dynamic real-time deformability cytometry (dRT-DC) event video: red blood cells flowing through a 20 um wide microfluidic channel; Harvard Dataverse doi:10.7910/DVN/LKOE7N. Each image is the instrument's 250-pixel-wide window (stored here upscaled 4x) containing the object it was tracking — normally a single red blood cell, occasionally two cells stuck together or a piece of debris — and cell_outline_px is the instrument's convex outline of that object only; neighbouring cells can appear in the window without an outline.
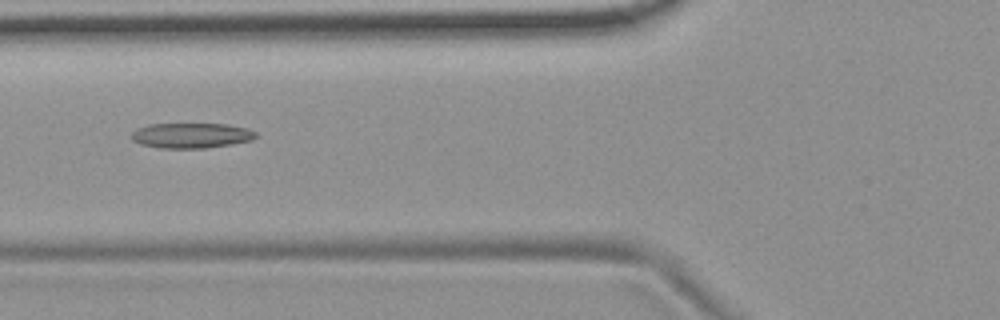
{"species": "common noctule bat (a hibernating species)", "species_latin": "Nyctalus noctula", "temperature_condition": "room temperature", "stored_images_in_passage": 10, "camera_frame_rate_fps": 3000, "um_per_image_px": 0.085, "animal": {"sex": "female", "body_mass_g": 19.9}, "frame": {"image": 1, "passage_image": 6, "time_ms": 5.667, "image_size_px": [1000, 320], "cell_outline_px": [[256, 136], [252, 140], [232, 144], [204, 148], [160, 148], [140, 144], [132, 140], [132, 132], [136, 128], [148, 124], [228, 124], [248, 128], [256, 132]], "centroid_in_image_um": [16.25, 11.51], "position_along_channel_um": 109.6, "area_um2": 18.32}}
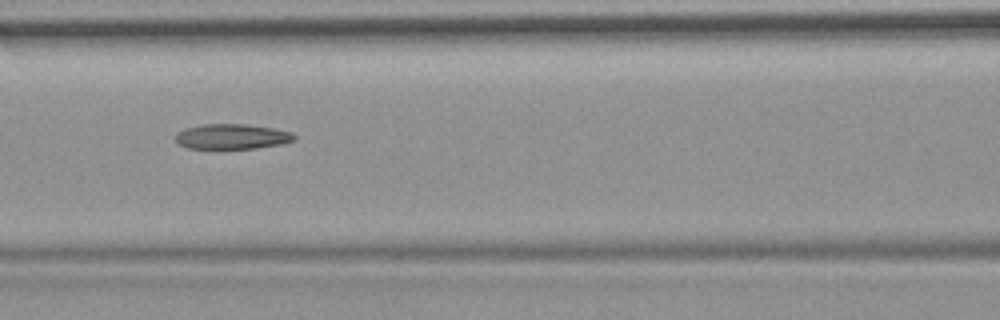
{"frame": {"image": 2, "passage_image": 7, "time_ms": 6.667, "image_size_px": [1000, 320], "cell_outline_px": [[296, 140], [284, 144], [256, 148], [188, 148], [176, 144], [176, 132], [184, 128], [200, 124], [248, 124], [272, 128], [292, 132], [296, 136]], "centroid_in_image_um": [19.72, 11.6], "position_along_channel_um": 146.9, "area_um2": 17.63}}